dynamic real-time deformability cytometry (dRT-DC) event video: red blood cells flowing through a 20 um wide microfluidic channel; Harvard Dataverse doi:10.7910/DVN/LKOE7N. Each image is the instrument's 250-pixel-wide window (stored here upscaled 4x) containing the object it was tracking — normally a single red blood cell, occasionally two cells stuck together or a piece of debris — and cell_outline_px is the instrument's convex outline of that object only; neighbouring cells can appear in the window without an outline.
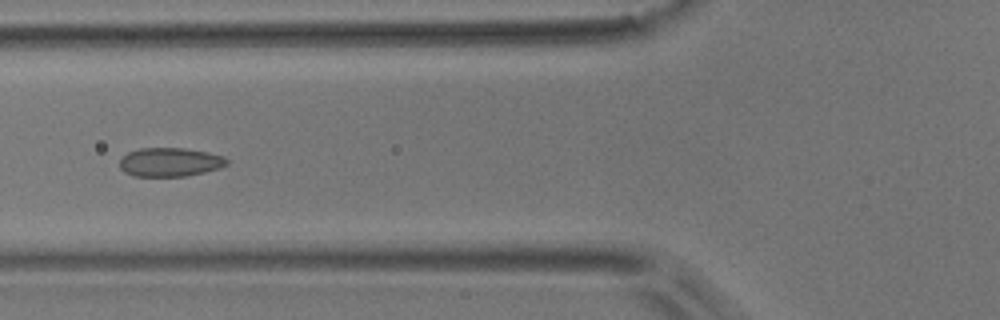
{"species": "common noctule bat (a hibernating species)", "species_latin": "Nyctalus noctula", "temperature_condition": "room temperature", "stored_images_in_passage": 5, "camera_frame_rate_fps": 3000, "um_per_image_px": 0.085, "animal": {"sex": "male", "body_mass_g": 17.9}, "frame": {"image": 1, "passage_image": 5, "time_ms": 1.333, "image_size_px": [1000, 320], "cell_outline_px": [[228, 164], [220, 168], [188, 176], [132, 176], [124, 172], [120, 168], [120, 160], [128, 152], [140, 148], [184, 148], [208, 152], [224, 156], [228, 160]], "centroid_in_image_um": [14.46, 13.78], "position_along_channel_um": 111.3, "area_um2": 18.09}}